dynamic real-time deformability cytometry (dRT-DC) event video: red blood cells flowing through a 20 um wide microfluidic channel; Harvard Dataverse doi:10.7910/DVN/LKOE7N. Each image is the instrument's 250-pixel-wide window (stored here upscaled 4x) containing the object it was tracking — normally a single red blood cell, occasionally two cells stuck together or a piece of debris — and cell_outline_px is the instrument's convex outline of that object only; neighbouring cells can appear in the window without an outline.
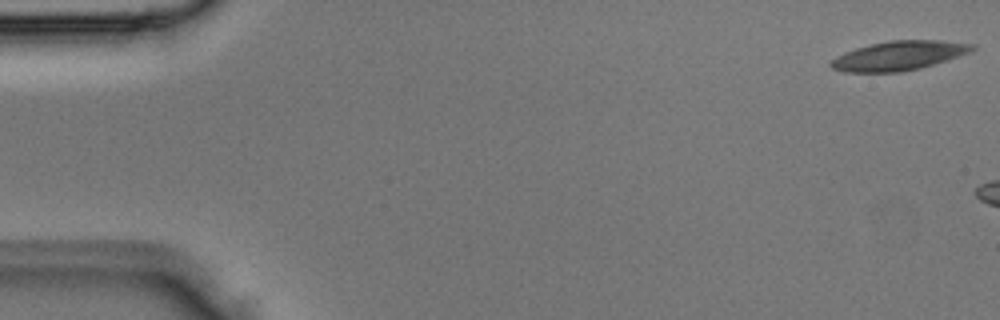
{"species": "Egyptian fruit bat (a non-hibernating species)", "species_latin": "Rousettus aegyptiacus", "temperature_condition": "room temperature", "stored_images_in_passage": 3, "camera_frame_rate_fps": 3000, "um_per_image_px": 0.085, "animal": {"sex": "male"}, "frame": {"image": 1, "passage_image": 1, "time_ms": 0.0, "image_size_px": [1000, 320], "cell_outline_px": [[976, 48], [972, 52], [920, 68], [900, 72], [844, 72], [832, 68], [828, 64], [836, 56], [844, 52], [856, 48], [888, 40], [940, 40], [976, 44]], "centroid_in_image_um": [76.42, 4.73], "position_along_channel_um": 8.6, "area_um2": 24.16}}